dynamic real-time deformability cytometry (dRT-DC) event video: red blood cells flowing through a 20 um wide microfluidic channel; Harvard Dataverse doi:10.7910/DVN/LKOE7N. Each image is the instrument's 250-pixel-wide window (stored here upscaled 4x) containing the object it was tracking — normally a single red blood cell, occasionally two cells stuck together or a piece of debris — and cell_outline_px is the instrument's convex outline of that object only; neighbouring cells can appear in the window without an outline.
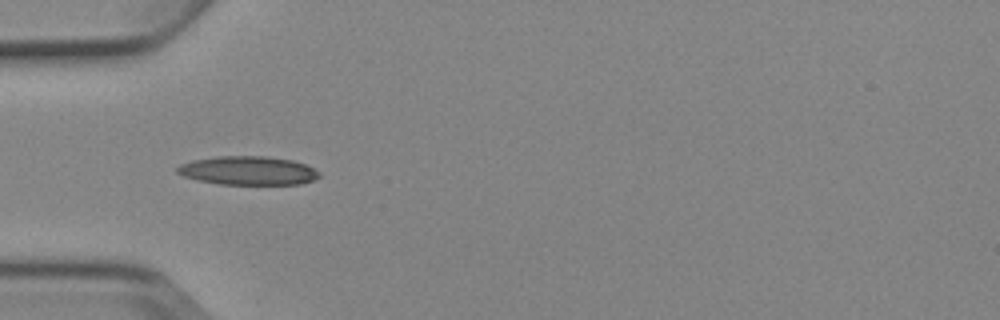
{"species": "Egyptian fruit bat (a non-hibernating species)", "species_latin": "Rousettus aegyptiacus", "temperature_condition": "cold", "stored_images_in_passage": 6, "camera_frame_rate_fps": 3000, "um_per_image_px": 0.085, "animal": {"sex": "female"}, "frame": {"image": 1, "passage_image": 4, "time_ms": 4.333, "image_size_px": [1000, 320], "cell_outline_px": [[320, 176], [312, 180], [300, 184], [220, 184], [200, 180], [184, 176], [176, 172], [176, 168], [180, 164], [192, 160], [216, 156], [264, 156], [292, 160], [304, 164], [320, 172]], "centroid_in_image_um": [21.07, 14.49], "position_along_channel_um": 63.9, "area_um2": 23.58}}
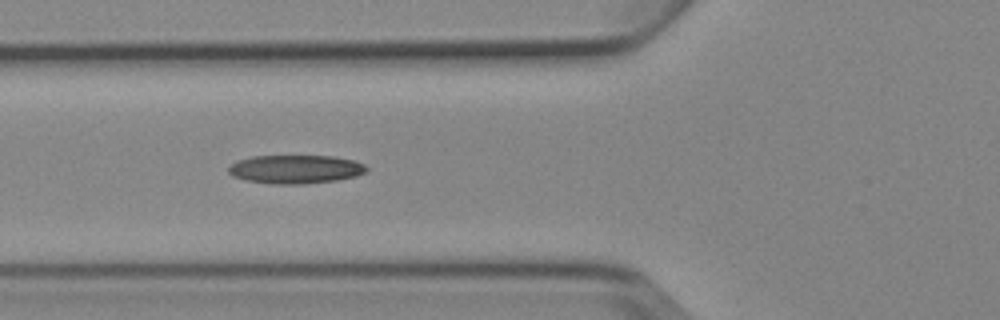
{"frame": {"image": 2, "passage_image": 5, "time_ms": 5.333, "image_size_px": [1000, 320], "cell_outline_px": [[368, 168], [364, 172], [356, 176], [336, 180], [304, 184], [272, 184], [248, 180], [232, 176], [228, 172], [228, 168], [232, 164], [240, 160], [252, 156], [332, 156], [356, 160], [364, 164]], "centroid_in_image_um": [25.14, 14.38], "position_along_channel_um": 100.7, "area_um2": 22.89}}
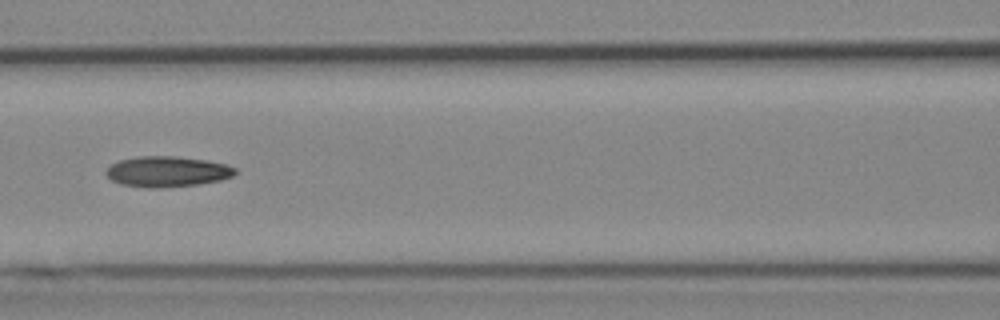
{"frame": {"image": 3, "passage_image": 6, "time_ms": 6.667, "image_size_px": [1000, 320], "cell_outline_px": [[236, 172], [232, 176], [220, 180], [200, 184], [152, 188], [148, 188], [120, 184], [112, 180], [104, 172], [112, 164], [120, 160], [140, 156], [176, 156], [208, 160], [224, 164], [236, 168]], "centroid_in_image_um": [14.21, 14.58], "position_along_channel_um": 152.4, "area_um2": 22.89}}